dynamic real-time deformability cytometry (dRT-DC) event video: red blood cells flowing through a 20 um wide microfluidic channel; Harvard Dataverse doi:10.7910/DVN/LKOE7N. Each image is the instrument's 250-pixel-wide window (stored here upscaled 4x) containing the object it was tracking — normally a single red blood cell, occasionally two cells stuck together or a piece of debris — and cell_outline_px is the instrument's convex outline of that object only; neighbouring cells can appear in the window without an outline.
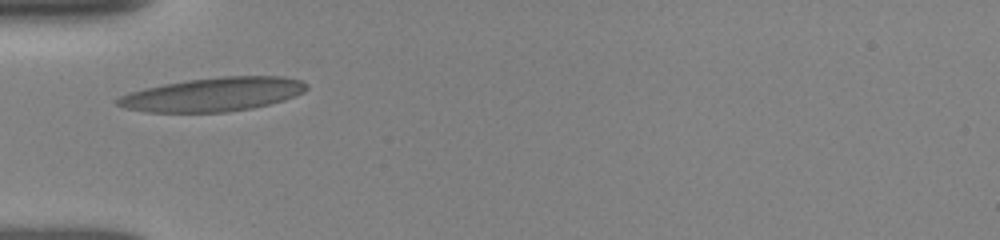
{"species": "human", "species_latin": "Homo sapiens", "temperature_condition": "room temperature", "stored_images_in_passage": 48, "camera_frame_rate_fps": 3000, "um_per_image_px": 0.085, "donor": {"sex": "female"}, "frame": {"image": 1, "passage_image": 1, "time_ms": 0.0, "image_size_px": [1000, 240], "cell_outline_px": [[308, 88], [304, 92], [296, 96], [284, 100], [252, 108], [224, 112], [144, 112], [124, 108], [116, 104], [116, 100], [120, 96], [144, 88], [164, 84], [188, 80], [224, 76], [284, 76], [300, 80], [308, 84]], "centroid_in_image_um": [18.14, 8.02], "position_along_channel_um": 66.9, "area_um2": 37.17}}
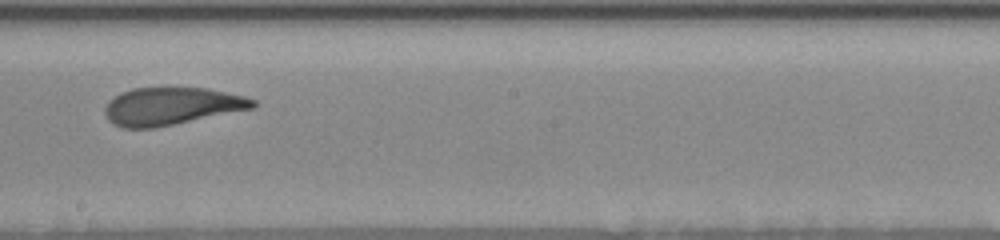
{"frame": {"image": 2, "passage_image": 19, "time_ms": 4.333, "image_size_px": [1000, 240], "cell_outline_px": [[256, 108], [152, 128], [124, 128], [112, 124], [108, 120], [104, 112], [104, 108], [108, 100], [120, 92], [132, 88], [208, 88], [244, 96], [256, 100]], "centroid_in_image_um": [14.55, 9.02], "position_along_channel_um": 233.6, "area_um2": 32.48}}
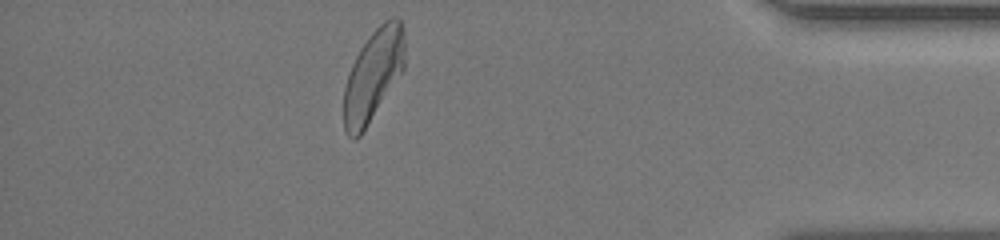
{"frame": {"image": 3, "passage_image": 39, "time_ms": 9.667, "image_size_px": [1000, 240], "cell_outline_px": [[404, 68], [360, 136], [356, 140], [352, 140], [348, 136], [344, 128], [344, 88], [348, 72], [360, 48], [368, 36], [384, 20], [392, 16], [396, 16], [400, 20], [404, 28]], "centroid_in_image_um": [31.71, 6.37], "position_along_channel_um": 403.5, "area_um2": 32.37}, "authors_computed_cell_mechanics": {"area_um2": 33.0327, "velocity_mm_per_s": 3.8623, "shape_relaxation_time_tau1_ms": 4.5865, "shape_relaxation_time_tau2_ms": 1.5743, "deformation_change_tau1": 0.1696, "deformation_change_tau2": 0.0932}}